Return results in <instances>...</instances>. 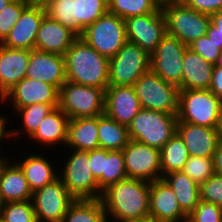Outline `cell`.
<instances>
[{"label": "cell", "mask_w": 222, "mask_h": 222, "mask_svg": "<svg viewBox=\"0 0 222 222\" xmlns=\"http://www.w3.org/2000/svg\"><path fill=\"white\" fill-rule=\"evenodd\" d=\"M150 182L126 178L110 185L101 200L110 222H125L149 217Z\"/></svg>", "instance_id": "1"}, {"label": "cell", "mask_w": 222, "mask_h": 222, "mask_svg": "<svg viewBox=\"0 0 222 222\" xmlns=\"http://www.w3.org/2000/svg\"><path fill=\"white\" fill-rule=\"evenodd\" d=\"M66 80L94 86H109V59L78 37L64 54Z\"/></svg>", "instance_id": "2"}, {"label": "cell", "mask_w": 222, "mask_h": 222, "mask_svg": "<svg viewBox=\"0 0 222 222\" xmlns=\"http://www.w3.org/2000/svg\"><path fill=\"white\" fill-rule=\"evenodd\" d=\"M177 114L142 108L128 125L129 139L161 149L177 132Z\"/></svg>", "instance_id": "3"}, {"label": "cell", "mask_w": 222, "mask_h": 222, "mask_svg": "<svg viewBox=\"0 0 222 222\" xmlns=\"http://www.w3.org/2000/svg\"><path fill=\"white\" fill-rule=\"evenodd\" d=\"M221 104L209 89L179 90L177 120L217 128Z\"/></svg>", "instance_id": "4"}, {"label": "cell", "mask_w": 222, "mask_h": 222, "mask_svg": "<svg viewBox=\"0 0 222 222\" xmlns=\"http://www.w3.org/2000/svg\"><path fill=\"white\" fill-rule=\"evenodd\" d=\"M105 91L94 86L66 81L59 90V108L69 119L104 114Z\"/></svg>", "instance_id": "5"}, {"label": "cell", "mask_w": 222, "mask_h": 222, "mask_svg": "<svg viewBox=\"0 0 222 222\" xmlns=\"http://www.w3.org/2000/svg\"><path fill=\"white\" fill-rule=\"evenodd\" d=\"M80 38L99 54L111 59L127 42L125 20L108 11L88 25Z\"/></svg>", "instance_id": "6"}, {"label": "cell", "mask_w": 222, "mask_h": 222, "mask_svg": "<svg viewBox=\"0 0 222 222\" xmlns=\"http://www.w3.org/2000/svg\"><path fill=\"white\" fill-rule=\"evenodd\" d=\"M161 9L166 21V34L177 38L186 46L206 35L210 15L199 13L184 2L169 4Z\"/></svg>", "instance_id": "7"}, {"label": "cell", "mask_w": 222, "mask_h": 222, "mask_svg": "<svg viewBox=\"0 0 222 222\" xmlns=\"http://www.w3.org/2000/svg\"><path fill=\"white\" fill-rule=\"evenodd\" d=\"M59 178L75 199H98L102 196L98 182L92 175L89 151L72 150ZM63 173V174H62Z\"/></svg>", "instance_id": "8"}, {"label": "cell", "mask_w": 222, "mask_h": 222, "mask_svg": "<svg viewBox=\"0 0 222 222\" xmlns=\"http://www.w3.org/2000/svg\"><path fill=\"white\" fill-rule=\"evenodd\" d=\"M133 86L142 108L170 114L178 113L179 89L164 81L151 69Z\"/></svg>", "instance_id": "9"}, {"label": "cell", "mask_w": 222, "mask_h": 222, "mask_svg": "<svg viewBox=\"0 0 222 222\" xmlns=\"http://www.w3.org/2000/svg\"><path fill=\"white\" fill-rule=\"evenodd\" d=\"M150 70V55L137 44L127 41L109 59V85L133 86Z\"/></svg>", "instance_id": "10"}, {"label": "cell", "mask_w": 222, "mask_h": 222, "mask_svg": "<svg viewBox=\"0 0 222 222\" xmlns=\"http://www.w3.org/2000/svg\"><path fill=\"white\" fill-rule=\"evenodd\" d=\"M188 49L177 38L166 34L150 55V69L164 81L181 90L183 59Z\"/></svg>", "instance_id": "11"}, {"label": "cell", "mask_w": 222, "mask_h": 222, "mask_svg": "<svg viewBox=\"0 0 222 222\" xmlns=\"http://www.w3.org/2000/svg\"><path fill=\"white\" fill-rule=\"evenodd\" d=\"M74 200L59 177L34 191L32 203L37 222H61Z\"/></svg>", "instance_id": "12"}, {"label": "cell", "mask_w": 222, "mask_h": 222, "mask_svg": "<svg viewBox=\"0 0 222 222\" xmlns=\"http://www.w3.org/2000/svg\"><path fill=\"white\" fill-rule=\"evenodd\" d=\"M122 151L128 178L148 182L162 179L159 149L130 139Z\"/></svg>", "instance_id": "13"}, {"label": "cell", "mask_w": 222, "mask_h": 222, "mask_svg": "<svg viewBox=\"0 0 222 222\" xmlns=\"http://www.w3.org/2000/svg\"><path fill=\"white\" fill-rule=\"evenodd\" d=\"M127 41L137 44L151 55L166 35V21L162 9L158 12L125 19Z\"/></svg>", "instance_id": "14"}, {"label": "cell", "mask_w": 222, "mask_h": 222, "mask_svg": "<svg viewBox=\"0 0 222 222\" xmlns=\"http://www.w3.org/2000/svg\"><path fill=\"white\" fill-rule=\"evenodd\" d=\"M149 217L155 222H187V215L163 178L150 182Z\"/></svg>", "instance_id": "15"}, {"label": "cell", "mask_w": 222, "mask_h": 222, "mask_svg": "<svg viewBox=\"0 0 222 222\" xmlns=\"http://www.w3.org/2000/svg\"><path fill=\"white\" fill-rule=\"evenodd\" d=\"M45 15L44 4L32 1L23 10L20 19L10 30L9 35L1 45L30 51L35 49L37 31Z\"/></svg>", "instance_id": "16"}, {"label": "cell", "mask_w": 222, "mask_h": 222, "mask_svg": "<svg viewBox=\"0 0 222 222\" xmlns=\"http://www.w3.org/2000/svg\"><path fill=\"white\" fill-rule=\"evenodd\" d=\"M6 100H11L14 108L36 103L59 104V90L41 80L24 78L1 98V103L7 102Z\"/></svg>", "instance_id": "17"}, {"label": "cell", "mask_w": 222, "mask_h": 222, "mask_svg": "<svg viewBox=\"0 0 222 222\" xmlns=\"http://www.w3.org/2000/svg\"><path fill=\"white\" fill-rule=\"evenodd\" d=\"M141 109L134 86L109 85L106 88L104 114L109 118L128 127Z\"/></svg>", "instance_id": "18"}, {"label": "cell", "mask_w": 222, "mask_h": 222, "mask_svg": "<svg viewBox=\"0 0 222 222\" xmlns=\"http://www.w3.org/2000/svg\"><path fill=\"white\" fill-rule=\"evenodd\" d=\"M26 78L41 80L60 90L67 81L64 56L36 49L31 50Z\"/></svg>", "instance_id": "19"}, {"label": "cell", "mask_w": 222, "mask_h": 222, "mask_svg": "<svg viewBox=\"0 0 222 222\" xmlns=\"http://www.w3.org/2000/svg\"><path fill=\"white\" fill-rule=\"evenodd\" d=\"M30 50L0 44V100L22 79L26 78Z\"/></svg>", "instance_id": "20"}, {"label": "cell", "mask_w": 222, "mask_h": 222, "mask_svg": "<svg viewBox=\"0 0 222 222\" xmlns=\"http://www.w3.org/2000/svg\"><path fill=\"white\" fill-rule=\"evenodd\" d=\"M177 133L183 139L189 156L213 158L220 139L216 128L177 121Z\"/></svg>", "instance_id": "21"}, {"label": "cell", "mask_w": 222, "mask_h": 222, "mask_svg": "<svg viewBox=\"0 0 222 222\" xmlns=\"http://www.w3.org/2000/svg\"><path fill=\"white\" fill-rule=\"evenodd\" d=\"M77 38L78 36L69 28L64 27L46 14L37 31L35 49L64 56Z\"/></svg>", "instance_id": "22"}, {"label": "cell", "mask_w": 222, "mask_h": 222, "mask_svg": "<svg viewBox=\"0 0 222 222\" xmlns=\"http://www.w3.org/2000/svg\"><path fill=\"white\" fill-rule=\"evenodd\" d=\"M3 155L0 157V199L2 203L29 201L32 194L29 184L20 166L10 164Z\"/></svg>", "instance_id": "23"}, {"label": "cell", "mask_w": 222, "mask_h": 222, "mask_svg": "<svg viewBox=\"0 0 222 222\" xmlns=\"http://www.w3.org/2000/svg\"><path fill=\"white\" fill-rule=\"evenodd\" d=\"M181 90L209 89L214 65L189 48L185 51Z\"/></svg>", "instance_id": "24"}, {"label": "cell", "mask_w": 222, "mask_h": 222, "mask_svg": "<svg viewBox=\"0 0 222 222\" xmlns=\"http://www.w3.org/2000/svg\"><path fill=\"white\" fill-rule=\"evenodd\" d=\"M67 146L78 151L99 148L98 116L69 119Z\"/></svg>", "instance_id": "25"}, {"label": "cell", "mask_w": 222, "mask_h": 222, "mask_svg": "<svg viewBox=\"0 0 222 222\" xmlns=\"http://www.w3.org/2000/svg\"><path fill=\"white\" fill-rule=\"evenodd\" d=\"M69 118L59 108L56 107L44 117L36 132L29 138L33 142L43 146H51L60 143L65 146L67 143Z\"/></svg>", "instance_id": "26"}, {"label": "cell", "mask_w": 222, "mask_h": 222, "mask_svg": "<svg viewBox=\"0 0 222 222\" xmlns=\"http://www.w3.org/2000/svg\"><path fill=\"white\" fill-rule=\"evenodd\" d=\"M24 158L20 162H16L24 173L32 192L43 188L45 185L53 182L59 177V173L54 170L44 156L36 152L31 155H23Z\"/></svg>", "instance_id": "27"}, {"label": "cell", "mask_w": 222, "mask_h": 222, "mask_svg": "<svg viewBox=\"0 0 222 222\" xmlns=\"http://www.w3.org/2000/svg\"><path fill=\"white\" fill-rule=\"evenodd\" d=\"M172 188L182 211L188 216L200 202V185L182 171L163 176Z\"/></svg>", "instance_id": "28"}, {"label": "cell", "mask_w": 222, "mask_h": 222, "mask_svg": "<svg viewBox=\"0 0 222 222\" xmlns=\"http://www.w3.org/2000/svg\"><path fill=\"white\" fill-rule=\"evenodd\" d=\"M99 148L123 150L129 139L127 126L119 124L105 114L98 115Z\"/></svg>", "instance_id": "29"}, {"label": "cell", "mask_w": 222, "mask_h": 222, "mask_svg": "<svg viewBox=\"0 0 222 222\" xmlns=\"http://www.w3.org/2000/svg\"><path fill=\"white\" fill-rule=\"evenodd\" d=\"M61 222H108L101 198L75 199Z\"/></svg>", "instance_id": "30"}, {"label": "cell", "mask_w": 222, "mask_h": 222, "mask_svg": "<svg viewBox=\"0 0 222 222\" xmlns=\"http://www.w3.org/2000/svg\"><path fill=\"white\" fill-rule=\"evenodd\" d=\"M162 178L164 175L181 171L189 158L183 139L176 132L160 149Z\"/></svg>", "instance_id": "31"}, {"label": "cell", "mask_w": 222, "mask_h": 222, "mask_svg": "<svg viewBox=\"0 0 222 222\" xmlns=\"http://www.w3.org/2000/svg\"><path fill=\"white\" fill-rule=\"evenodd\" d=\"M126 178L128 177L123 151L103 149V173L97 179L99 189L103 192L110 185Z\"/></svg>", "instance_id": "32"}, {"label": "cell", "mask_w": 222, "mask_h": 222, "mask_svg": "<svg viewBox=\"0 0 222 222\" xmlns=\"http://www.w3.org/2000/svg\"><path fill=\"white\" fill-rule=\"evenodd\" d=\"M46 14L80 37L84 30L74 18V0H48L44 3Z\"/></svg>", "instance_id": "33"}, {"label": "cell", "mask_w": 222, "mask_h": 222, "mask_svg": "<svg viewBox=\"0 0 222 222\" xmlns=\"http://www.w3.org/2000/svg\"><path fill=\"white\" fill-rule=\"evenodd\" d=\"M160 9L155 0H108L109 12L124 20L133 16L158 12Z\"/></svg>", "instance_id": "34"}, {"label": "cell", "mask_w": 222, "mask_h": 222, "mask_svg": "<svg viewBox=\"0 0 222 222\" xmlns=\"http://www.w3.org/2000/svg\"><path fill=\"white\" fill-rule=\"evenodd\" d=\"M108 11V0H74V18L83 30Z\"/></svg>", "instance_id": "35"}, {"label": "cell", "mask_w": 222, "mask_h": 222, "mask_svg": "<svg viewBox=\"0 0 222 222\" xmlns=\"http://www.w3.org/2000/svg\"><path fill=\"white\" fill-rule=\"evenodd\" d=\"M58 106L59 104L36 103L23 108H13V110L21 117L23 122L21 126L25 130V135L30 138L36 132L44 117Z\"/></svg>", "instance_id": "36"}, {"label": "cell", "mask_w": 222, "mask_h": 222, "mask_svg": "<svg viewBox=\"0 0 222 222\" xmlns=\"http://www.w3.org/2000/svg\"><path fill=\"white\" fill-rule=\"evenodd\" d=\"M0 217L4 222H37L32 200L3 203Z\"/></svg>", "instance_id": "37"}, {"label": "cell", "mask_w": 222, "mask_h": 222, "mask_svg": "<svg viewBox=\"0 0 222 222\" xmlns=\"http://www.w3.org/2000/svg\"><path fill=\"white\" fill-rule=\"evenodd\" d=\"M33 0H13L0 12V44L9 35L10 30L20 19L23 10Z\"/></svg>", "instance_id": "38"}, {"label": "cell", "mask_w": 222, "mask_h": 222, "mask_svg": "<svg viewBox=\"0 0 222 222\" xmlns=\"http://www.w3.org/2000/svg\"><path fill=\"white\" fill-rule=\"evenodd\" d=\"M181 171L200 185L214 174L213 158L189 156Z\"/></svg>", "instance_id": "39"}, {"label": "cell", "mask_w": 222, "mask_h": 222, "mask_svg": "<svg viewBox=\"0 0 222 222\" xmlns=\"http://www.w3.org/2000/svg\"><path fill=\"white\" fill-rule=\"evenodd\" d=\"M200 200L222 208V175L214 173L200 184Z\"/></svg>", "instance_id": "40"}, {"label": "cell", "mask_w": 222, "mask_h": 222, "mask_svg": "<svg viewBox=\"0 0 222 222\" xmlns=\"http://www.w3.org/2000/svg\"><path fill=\"white\" fill-rule=\"evenodd\" d=\"M187 222H222V208L200 200L196 208L187 216Z\"/></svg>", "instance_id": "41"}, {"label": "cell", "mask_w": 222, "mask_h": 222, "mask_svg": "<svg viewBox=\"0 0 222 222\" xmlns=\"http://www.w3.org/2000/svg\"><path fill=\"white\" fill-rule=\"evenodd\" d=\"M194 53L202 56L207 62L215 65L220 55L221 49L207 35L198 38L188 45Z\"/></svg>", "instance_id": "42"}, {"label": "cell", "mask_w": 222, "mask_h": 222, "mask_svg": "<svg viewBox=\"0 0 222 222\" xmlns=\"http://www.w3.org/2000/svg\"><path fill=\"white\" fill-rule=\"evenodd\" d=\"M183 2L203 14L212 15L222 10V0H183Z\"/></svg>", "instance_id": "43"}, {"label": "cell", "mask_w": 222, "mask_h": 222, "mask_svg": "<svg viewBox=\"0 0 222 222\" xmlns=\"http://www.w3.org/2000/svg\"><path fill=\"white\" fill-rule=\"evenodd\" d=\"M206 35L222 50V10L210 15Z\"/></svg>", "instance_id": "44"}, {"label": "cell", "mask_w": 222, "mask_h": 222, "mask_svg": "<svg viewBox=\"0 0 222 222\" xmlns=\"http://www.w3.org/2000/svg\"><path fill=\"white\" fill-rule=\"evenodd\" d=\"M89 164L92 175L97 180L103 173V149L89 150Z\"/></svg>", "instance_id": "45"}, {"label": "cell", "mask_w": 222, "mask_h": 222, "mask_svg": "<svg viewBox=\"0 0 222 222\" xmlns=\"http://www.w3.org/2000/svg\"><path fill=\"white\" fill-rule=\"evenodd\" d=\"M209 90L222 101V67L214 66Z\"/></svg>", "instance_id": "46"}, {"label": "cell", "mask_w": 222, "mask_h": 222, "mask_svg": "<svg viewBox=\"0 0 222 222\" xmlns=\"http://www.w3.org/2000/svg\"><path fill=\"white\" fill-rule=\"evenodd\" d=\"M7 120L8 119L7 117H5V115L4 116H2V114L0 115V142L4 140V138L6 137H8V139L10 140V137L16 138L17 136H20L21 130H18V129L7 130L6 129L7 128L6 125L8 124ZM1 148L2 147H0V152L2 151Z\"/></svg>", "instance_id": "47"}, {"label": "cell", "mask_w": 222, "mask_h": 222, "mask_svg": "<svg viewBox=\"0 0 222 222\" xmlns=\"http://www.w3.org/2000/svg\"><path fill=\"white\" fill-rule=\"evenodd\" d=\"M213 169L214 173L222 175V138L219 139L213 155Z\"/></svg>", "instance_id": "48"}, {"label": "cell", "mask_w": 222, "mask_h": 222, "mask_svg": "<svg viewBox=\"0 0 222 222\" xmlns=\"http://www.w3.org/2000/svg\"><path fill=\"white\" fill-rule=\"evenodd\" d=\"M155 2L162 8L169 4L181 3L183 0H155Z\"/></svg>", "instance_id": "49"}, {"label": "cell", "mask_w": 222, "mask_h": 222, "mask_svg": "<svg viewBox=\"0 0 222 222\" xmlns=\"http://www.w3.org/2000/svg\"><path fill=\"white\" fill-rule=\"evenodd\" d=\"M216 129L219 133L220 138H222V104H221V107H220L219 120H218V125H217Z\"/></svg>", "instance_id": "50"}, {"label": "cell", "mask_w": 222, "mask_h": 222, "mask_svg": "<svg viewBox=\"0 0 222 222\" xmlns=\"http://www.w3.org/2000/svg\"><path fill=\"white\" fill-rule=\"evenodd\" d=\"M13 0H0V12L8 6Z\"/></svg>", "instance_id": "51"}, {"label": "cell", "mask_w": 222, "mask_h": 222, "mask_svg": "<svg viewBox=\"0 0 222 222\" xmlns=\"http://www.w3.org/2000/svg\"><path fill=\"white\" fill-rule=\"evenodd\" d=\"M125 222H155L150 217L144 218V219H138V220H129Z\"/></svg>", "instance_id": "52"}, {"label": "cell", "mask_w": 222, "mask_h": 222, "mask_svg": "<svg viewBox=\"0 0 222 222\" xmlns=\"http://www.w3.org/2000/svg\"><path fill=\"white\" fill-rule=\"evenodd\" d=\"M214 66L222 67V50H221L220 55L218 56L217 62Z\"/></svg>", "instance_id": "53"}, {"label": "cell", "mask_w": 222, "mask_h": 222, "mask_svg": "<svg viewBox=\"0 0 222 222\" xmlns=\"http://www.w3.org/2000/svg\"><path fill=\"white\" fill-rule=\"evenodd\" d=\"M33 1H35V2H38V3H41V4H44L46 1H48V0H33Z\"/></svg>", "instance_id": "54"}, {"label": "cell", "mask_w": 222, "mask_h": 222, "mask_svg": "<svg viewBox=\"0 0 222 222\" xmlns=\"http://www.w3.org/2000/svg\"><path fill=\"white\" fill-rule=\"evenodd\" d=\"M2 201H1V199H0V211H1V208H2Z\"/></svg>", "instance_id": "55"}]
</instances>
